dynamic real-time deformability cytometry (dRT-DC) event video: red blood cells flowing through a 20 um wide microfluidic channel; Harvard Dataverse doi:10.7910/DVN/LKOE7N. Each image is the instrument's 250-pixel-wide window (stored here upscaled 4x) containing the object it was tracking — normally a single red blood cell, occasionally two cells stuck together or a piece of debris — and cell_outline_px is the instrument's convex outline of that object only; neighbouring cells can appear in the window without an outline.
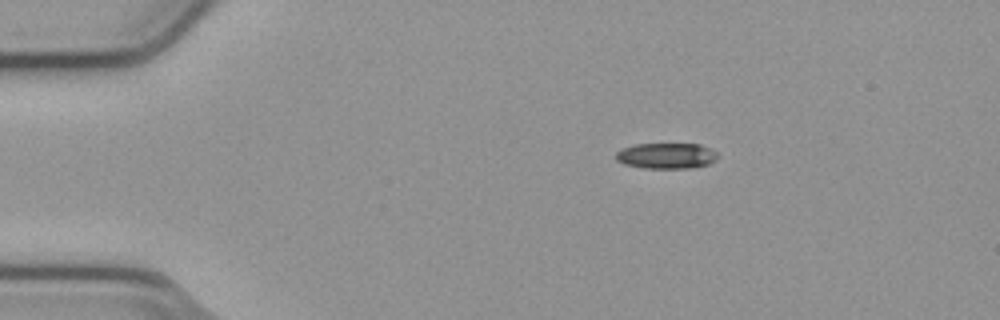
{"species": "common noctule bat (a hibernating species)", "species_latin": "Nyctalus noctula", "temperature_condition": "cold", "stored_images_in_passage": 46, "camera_frame_rate_fps": 3000, "um_per_image_px": 0.085, "animal": {"sex": "male", "body_mass_g": 23.1, "forearm_length_mm": 52.7}, "frame": {"image": 1, "passage_image": 1, "time_ms": 0.0, "image_size_px": [1000, 320], "cell_outline_px": [[716, 160], [708, 164], [688, 168], [644, 168], [624, 164], [616, 160], [616, 152], [624, 148], [636, 144], [700, 144], [716, 152]], "centroid_in_image_um": [56.62, 13.24], "position_along_channel_um": 28.4, "area_um2": 15.09}}
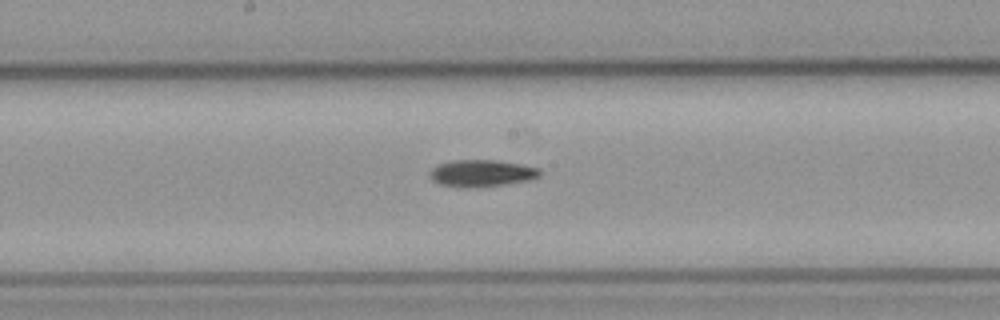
{"frame": {"image": 2, "passage_image": 20, "time_ms": 6.333, "image_size_px": [1000, 320], "cell_outline_px": [[540, 176], [528, 180], [504, 184], [440, 184], [432, 180], [428, 176], [428, 172], [436, 164], [452, 160], [496, 160], [520, 164], [540, 168]], "centroid_in_image_um": [40.93, 14.65], "position_along_channel_um": 207.3, "area_um2": 16.36}}
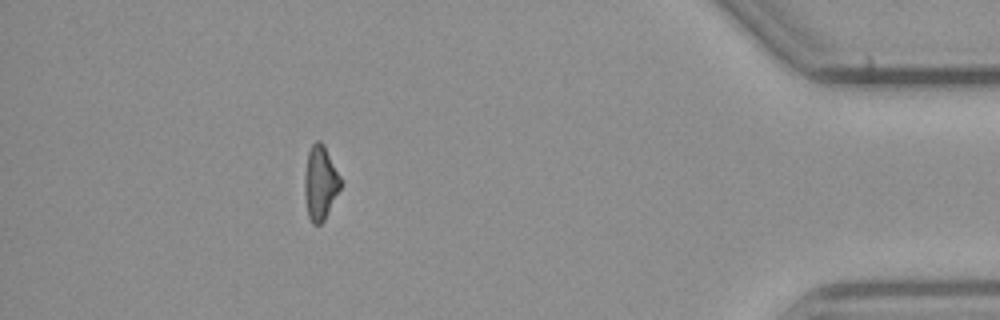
{"frame": {"image": 3, "passage_image": 40, "time_ms": 13.0, "image_size_px": [1000, 320], "cell_outline_px": [[340, 188], [324, 220], [320, 224], [312, 224], [308, 216], [304, 196], [304, 176], [308, 152], [312, 144], [316, 140], [320, 140], [324, 144], [340, 176]], "centroid_in_image_um": [27.2, 15.52], "position_along_channel_um": 408.0, "area_um2": 15.49}, "authors_computed_cell_mechanics": {"area_um2": 16.184, "velocity_mm_per_s": 3.8115, "shape_relaxation_time_tau1_ms": 3.8076, "shape_relaxation_time_tau2_ms": null, "deformation_change_tau1": 0.152, "deformation_change_tau2": null}}